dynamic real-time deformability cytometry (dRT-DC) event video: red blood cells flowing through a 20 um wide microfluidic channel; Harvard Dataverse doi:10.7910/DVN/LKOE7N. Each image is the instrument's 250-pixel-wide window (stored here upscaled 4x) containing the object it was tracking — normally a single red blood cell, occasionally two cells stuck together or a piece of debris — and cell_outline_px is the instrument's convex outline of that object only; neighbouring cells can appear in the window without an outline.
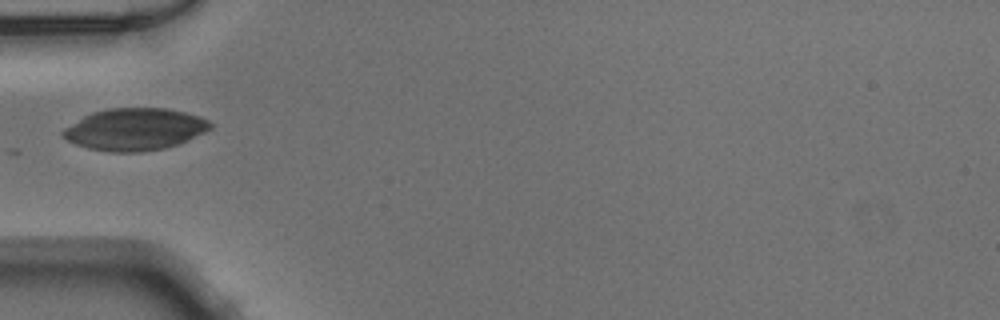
{"species": "Egyptian fruit bat (a non-hibernating species)", "species_latin": "Rousettus aegyptiacus", "temperature_condition": "warm", "stored_images_in_passage": 21, "camera_frame_rate_fps": 3000, "um_per_image_px": 0.085, "animal": {"sex": "male"}, "frame": {"image": 1, "passage_image": 1, "time_ms": 0.0, "image_size_px": [1000, 320], "cell_outline_px": [[212, 128], [188, 140], [164, 148], [140, 152], [112, 152], [88, 148], [76, 144], [68, 140], [60, 132], [64, 128], [84, 116], [92, 112], [108, 108], [168, 108], [200, 116], [208, 120], [212, 124]], "centroid_in_image_um": [11.46, 10.98], "position_along_channel_um": 73.5, "area_um2": 35.95}}
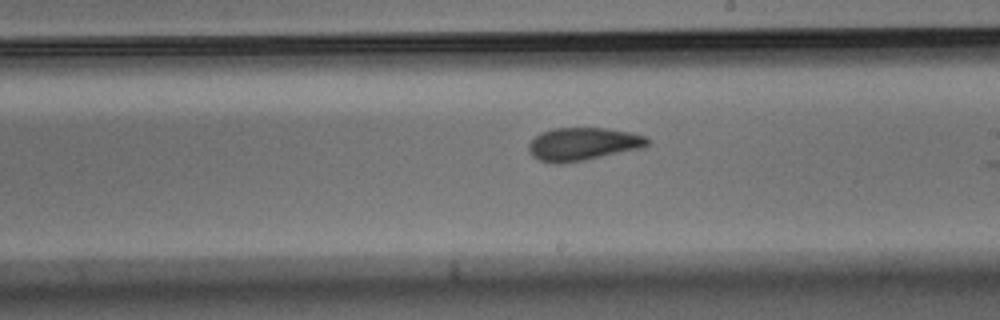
{"frame": {"image": 2, "passage_image": 10, "time_ms": 3.0, "image_size_px": [1000, 320], "cell_outline_px": [[652, 140], [644, 148], [584, 160], [560, 164], [552, 164], [540, 160], [532, 156], [528, 152], [528, 144], [540, 132], [552, 128], [608, 128], [632, 132], [648, 136]], "centroid_in_image_um": [49.58, 12.24], "position_along_channel_um": 239.4, "area_um2": 23.24}}
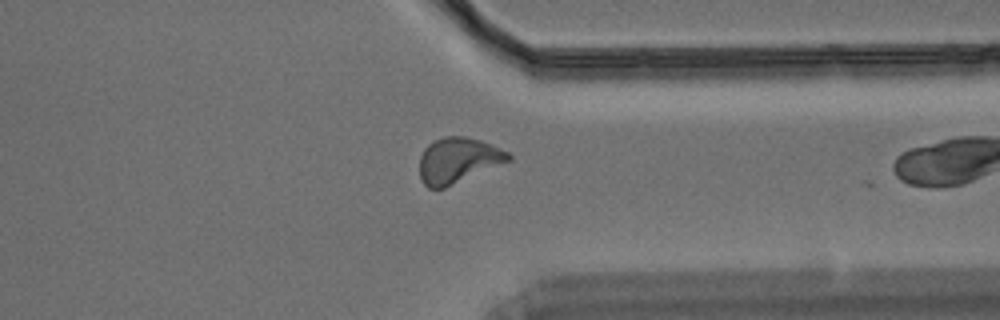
{"frame": {"image": 3, "passage_image": 20, "time_ms": 6.333, "image_size_px": [1000, 320], "cell_outline_px": [[512, 160], [444, 188], [428, 188], [424, 184], [420, 176], [420, 156], [424, 148], [432, 140], [444, 136], [464, 136], [480, 140], [500, 148], [508, 152], [512, 156]], "centroid_in_image_um": [38.93, 13.61], "position_along_channel_um": 372.5, "area_um2": 23.58}}